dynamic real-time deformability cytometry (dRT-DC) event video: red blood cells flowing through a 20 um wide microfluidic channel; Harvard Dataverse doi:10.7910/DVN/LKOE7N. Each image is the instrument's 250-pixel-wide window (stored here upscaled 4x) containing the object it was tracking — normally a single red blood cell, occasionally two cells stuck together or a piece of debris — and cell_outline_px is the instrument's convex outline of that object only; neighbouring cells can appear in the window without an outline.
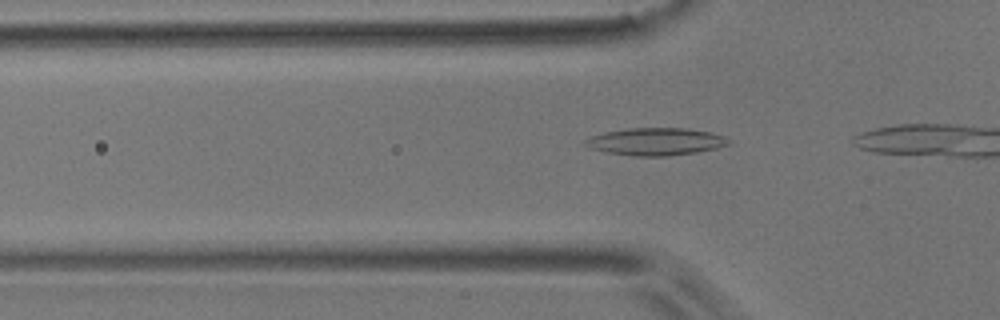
{"species": "common noctule bat (a hibernating species)", "species_latin": "Nyctalus noctula", "temperature_condition": "room temperature", "stored_images_in_passage": 8, "camera_frame_rate_fps": 3000, "um_per_image_px": 0.085, "animal": {"sex": "male", "body_mass_g": 17.9}, "frame": {"image": 1, "passage_image": 3, "time_ms": 0.667, "image_size_px": [1000, 320], "cell_outline_px": [[732, 144], [716, 148], [696, 152], [668, 156], [632, 156], [608, 152], [592, 148], [584, 144], [584, 140], [592, 136], [604, 132], [628, 128], [684, 128], [708, 132], [724, 136], [732, 140]], "centroid_in_image_um": [55.77, 12.03], "position_along_channel_um": 70.0, "area_um2": 22.83}}
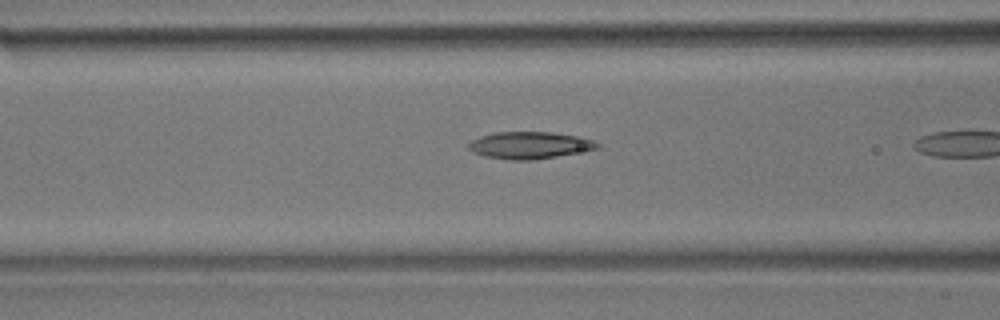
{"frame": {"image": 2, "passage_image": 7, "time_ms": 2.0, "image_size_px": [1000, 320], "cell_outline_px": [[600, 148], [556, 156], [532, 160], [508, 160], [484, 156], [472, 152], [468, 148], [468, 144], [472, 140], [480, 136], [496, 132], [552, 132], [580, 136], [592, 140], [600, 144]], "centroid_in_image_um": [45.01, 12.34], "position_along_channel_um": 121.6, "area_um2": 20.29}}